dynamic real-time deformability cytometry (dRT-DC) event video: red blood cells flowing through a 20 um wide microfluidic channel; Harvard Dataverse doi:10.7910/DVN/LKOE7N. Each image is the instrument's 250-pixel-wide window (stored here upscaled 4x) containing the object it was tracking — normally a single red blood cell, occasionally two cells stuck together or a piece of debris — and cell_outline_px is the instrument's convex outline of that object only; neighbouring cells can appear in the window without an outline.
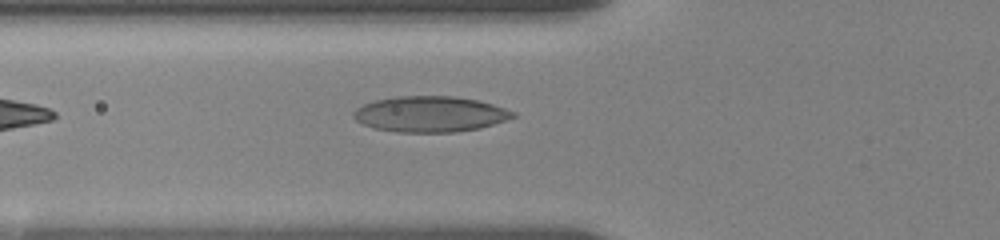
{"species": "human", "species_latin": "Homo sapiens", "temperature_condition": "room temperature", "stored_images_in_passage": 29, "camera_frame_rate_fps": 3000, "um_per_image_px": 0.085, "donor": {"sex": "female"}, "frame": {"image": 1, "passage_image": 2, "time_ms": 0.333, "image_size_px": [1000, 240], "cell_outline_px": [[516, 116], [508, 120], [480, 128], [456, 132], [396, 132], [372, 128], [356, 120], [352, 116], [352, 112], [356, 108], [364, 104], [376, 100], [396, 96], [456, 96], [476, 100], [492, 104], [516, 112]], "centroid_in_image_um": [36.56, 9.7], "position_along_channel_um": 89.2, "area_um2": 33.35}}
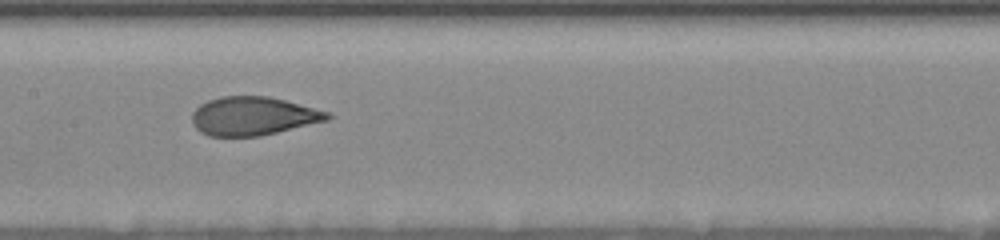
{"frame": {"image": 2, "passage_image": 8, "time_ms": 3.0, "image_size_px": [1000, 240], "cell_outline_px": [[332, 116], [328, 120], [260, 136], [208, 136], [200, 132], [196, 128], [192, 120], [192, 112], [200, 104], [208, 100], [220, 96], [268, 96], [284, 100], [328, 112]], "centroid_in_image_um": [21.48, 9.86], "position_along_channel_um": 185.9, "area_um2": 30.23}}
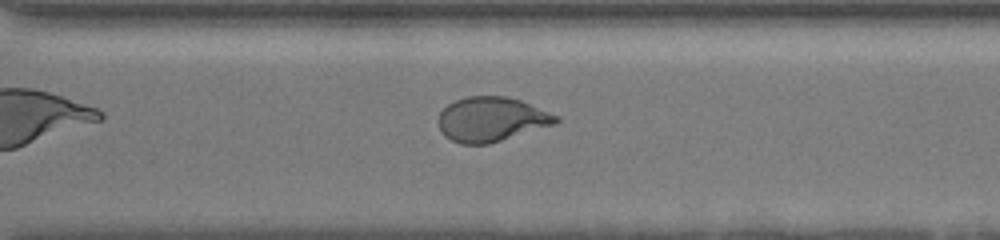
{"frame": {"image": 3, "passage_image": 18, "time_ms": 7.0, "image_size_px": [1000, 240], "cell_outline_px": [[560, 120], [556, 124], [488, 144], [460, 144], [444, 136], [440, 128], [440, 112], [448, 104], [456, 100], [468, 96], [508, 96], [520, 100], [560, 116]], "centroid_in_image_um": [41.8, 10.14], "position_along_channel_um": 328.8, "area_um2": 30.4}}